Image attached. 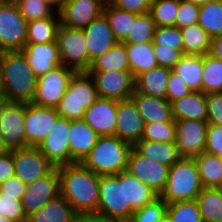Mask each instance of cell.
Here are the masks:
<instances>
[{"label":"cell","instance_id":"cell-1","mask_svg":"<svg viewBox=\"0 0 222 222\" xmlns=\"http://www.w3.org/2000/svg\"><path fill=\"white\" fill-rule=\"evenodd\" d=\"M60 194L76 212L97 211L100 175L80 162L58 167Z\"/></svg>","mask_w":222,"mask_h":222},{"label":"cell","instance_id":"cell-2","mask_svg":"<svg viewBox=\"0 0 222 222\" xmlns=\"http://www.w3.org/2000/svg\"><path fill=\"white\" fill-rule=\"evenodd\" d=\"M3 101L31 103L38 77L21 50L3 51L0 58Z\"/></svg>","mask_w":222,"mask_h":222},{"label":"cell","instance_id":"cell-3","mask_svg":"<svg viewBox=\"0 0 222 222\" xmlns=\"http://www.w3.org/2000/svg\"><path fill=\"white\" fill-rule=\"evenodd\" d=\"M131 148L129 142L116 136L99 137L80 163L97 175L117 174L127 169Z\"/></svg>","mask_w":222,"mask_h":222},{"label":"cell","instance_id":"cell-4","mask_svg":"<svg viewBox=\"0 0 222 222\" xmlns=\"http://www.w3.org/2000/svg\"><path fill=\"white\" fill-rule=\"evenodd\" d=\"M203 188L194 158L182 157L169 168L165 188L159 196L168 204L193 200Z\"/></svg>","mask_w":222,"mask_h":222},{"label":"cell","instance_id":"cell-5","mask_svg":"<svg viewBox=\"0 0 222 222\" xmlns=\"http://www.w3.org/2000/svg\"><path fill=\"white\" fill-rule=\"evenodd\" d=\"M94 81L88 72H75L58 107V114L68 120L83 119L85 111L98 99Z\"/></svg>","mask_w":222,"mask_h":222},{"label":"cell","instance_id":"cell-6","mask_svg":"<svg viewBox=\"0 0 222 222\" xmlns=\"http://www.w3.org/2000/svg\"><path fill=\"white\" fill-rule=\"evenodd\" d=\"M97 212L118 222L130 220L133 210L129 204H125L124 171L100 175Z\"/></svg>","mask_w":222,"mask_h":222},{"label":"cell","instance_id":"cell-7","mask_svg":"<svg viewBox=\"0 0 222 222\" xmlns=\"http://www.w3.org/2000/svg\"><path fill=\"white\" fill-rule=\"evenodd\" d=\"M56 41L62 65L75 72L89 70V54L83 29H73L60 25Z\"/></svg>","mask_w":222,"mask_h":222},{"label":"cell","instance_id":"cell-8","mask_svg":"<svg viewBox=\"0 0 222 222\" xmlns=\"http://www.w3.org/2000/svg\"><path fill=\"white\" fill-rule=\"evenodd\" d=\"M27 23L13 0L0 3V48L3 51L24 48Z\"/></svg>","mask_w":222,"mask_h":222},{"label":"cell","instance_id":"cell-9","mask_svg":"<svg viewBox=\"0 0 222 222\" xmlns=\"http://www.w3.org/2000/svg\"><path fill=\"white\" fill-rule=\"evenodd\" d=\"M74 73L73 69L60 65L39 76L31 103L42 107L57 108Z\"/></svg>","mask_w":222,"mask_h":222},{"label":"cell","instance_id":"cell-10","mask_svg":"<svg viewBox=\"0 0 222 222\" xmlns=\"http://www.w3.org/2000/svg\"><path fill=\"white\" fill-rule=\"evenodd\" d=\"M87 72L94 81L99 98L127 100L135 91V78L130 70Z\"/></svg>","mask_w":222,"mask_h":222},{"label":"cell","instance_id":"cell-11","mask_svg":"<svg viewBox=\"0 0 222 222\" xmlns=\"http://www.w3.org/2000/svg\"><path fill=\"white\" fill-rule=\"evenodd\" d=\"M25 103L6 102L0 104V134L7 149L26 147Z\"/></svg>","mask_w":222,"mask_h":222},{"label":"cell","instance_id":"cell-12","mask_svg":"<svg viewBox=\"0 0 222 222\" xmlns=\"http://www.w3.org/2000/svg\"><path fill=\"white\" fill-rule=\"evenodd\" d=\"M60 117L56 108L25 103V144L39 147Z\"/></svg>","mask_w":222,"mask_h":222},{"label":"cell","instance_id":"cell-13","mask_svg":"<svg viewBox=\"0 0 222 222\" xmlns=\"http://www.w3.org/2000/svg\"><path fill=\"white\" fill-rule=\"evenodd\" d=\"M12 155L14 175L26 185L45 177L55 168L38 147L26 146L13 149Z\"/></svg>","mask_w":222,"mask_h":222},{"label":"cell","instance_id":"cell-14","mask_svg":"<svg viewBox=\"0 0 222 222\" xmlns=\"http://www.w3.org/2000/svg\"><path fill=\"white\" fill-rule=\"evenodd\" d=\"M169 168L140 155L132 147L128 155L126 171L160 195L165 188Z\"/></svg>","mask_w":222,"mask_h":222},{"label":"cell","instance_id":"cell-15","mask_svg":"<svg viewBox=\"0 0 222 222\" xmlns=\"http://www.w3.org/2000/svg\"><path fill=\"white\" fill-rule=\"evenodd\" d=\"M107 0H65L58 11L60 25L84 29L103 14Z\"/></svg>","mask_w":222,"mask_h":222},{"label":"cell","instance_id":"cell-16","mask_svg":"<svg viewBox=\"0 0 222 222\" xmlns=\"http://www.w3.org/2000/svg\"><path fill=\"white\" fill-rule=\"evenodd\" d=\"M60 194V177L58 167L48 175L26 185L21 202L26 215L44 207L50 200Z\"/></svg>","mask_w":222,"mask_h":222},{"label":"cell","instance_id":"cell-17","mask_svg":"<svg viewBox=\"0 0 222 222\" xmlns=\"http://www.w3.org/2000/svg\"><path fill=\"white\" fill-rule=\"evenodd\" d=\"M175 144L182 157L193 158L204 152L207 121L177 120Z\"/></svg>","mask_w":222,"mask_h":222},{"label":"cell","instance_id":"cell-18","mask_svg":"<svg viewBox=\"0 0 222 222\" xmlns=\"http://www.w3.org/2000/svg\"><path fill=\"white\" fill-rule=\"evenodd\" d=\"M69 129L70 120L60 117L52 131L38 147L55 167L71 164Z\"/></svg>","mask_w":222,"mask_h":222},{"label":"cell","instance_id":"cell-19","mask_svg":"<svg viewBox=\"0 0 222 222\" xmlns=\"http://www.w3.org/2000/svg\"><path fill=\"white\" fill-rule=\"evenodd\" d=\"M116 119L114 136L129 142L132 146L142 139L145 122L131 98L118 101Z\"/></svg>","mask_w":222,"mask_h":222},{"label":"cell","instance_id":"cell-20","mask_svg":"<svg viewBox=\"0 0 222 222\" xmlns=\"http://www.w3.org/2000/svg\"><path fill=\"white\" fill-rule=\"evenodd\" d=\"M118 100L98 98L84 113L83 120L100 137L114 136Z\"/></svg>","mask_w":222,"mask_h":222},{"label":"cell","instance_id":"cell-21","mask_svg":"<svg viewBox=\"0 0 222 222\" xmlns=\"http://www.w3.org/2000/svg\"><path fill=\"white\" fill-rule=\"evenodd\" d=\"M89 54V68L92 61L108 52L118 41L116 40L108 19L102 14L83 29Z\"/></svg>","mask_w":222,"mask_h":222},{"label":"cell","instance_id":"cell-22","mask_svg":"<svg viewBox=\"0 0 222 222\" xmlns=\"http://www.w3.org/2000/svg\"><path fill=\"white\" fill-rule=\"evenodd\" d=\"M33 73L39 77L62 65L57 41L47 44L26 43L21 50Z\"/></svg>","mask_w":222,"mask_h":222},{"label":"cell","instance_id":"cell-23","mask_svg":"<svg viewBox=\"0 0 222 222\" xmlns=\"http://www.w3.org/2000/svg\"><path fill=\"white\" fill-rule=\"evenodd\" d=\"M131 99L138 112L147 123L175 122L171 103L166 98L150 96L134 91Z\"/></svg>","mask_w":222,"mask_h":222},{"label":"cell","instance_id":"cell-24","mask_svg":"<svg viewBox=\"0 0 222 222\" xmlns=\"http://www.w3.org/2000/svg\"><path fill=\"white\" fill-rule=\"evenodd\" d=\"M100 136L83 120H70L68 142L71 164L81 162L96 145Z\"/></svg>","mask_w":222,"mask_h":222},{"label":"cell","instance_id":"cell-25","mask_svg":"<svg viewBox=\"0 0 222 222\" xmlns=\"http://www.w3.org/2000/svg\"><path fill=\"white\" fill-rule=\"evenodd\" d=\"M172 115L177 120H202L207 121L206 94L193 91L171 103Z\"/></svg>","mask_w":222,"mask_h":222},{"label":"cell","instance_id":"cell-26","mask_svg":"<svg viewBox=\"0 0 222 222\" xmlns=\"http://www.w3.org/2000/svg\"><path fill=\"white\" fill-rule=\"evenodd\" d=\"M171 68L158 66L149 71H145L135 78V91L166 98L168 79Z\"/></svg>","mask_w":222,"mask_h":222},{"label":"cell","instance_id":"cell-27","mask_svg":"<svg viewBox=\"0 0 222 222\" xmlns=\"http://www.w3.org/2000/svg\"><path fill=\"white\" fill-rule=\"evenodd\" d=\"M76 211L72 205L59 194L44 207L27 216V222H73Z\"/></svg>","mask_w":222,"mask_h":222},{"label":"cell","instance_id":"cell-28","mask_svg":"<svg viewBox=\"0 0 222 222\" xmlns=\"http://www.w3.org/2000/svg\"><path fill=\"white\" fill-rule=\"evenodd\" d=\"M132 147L140 155L168 167L182 158L175 143L139 140Z\"/></svg>","mask_w":222,"mask_h":222},{"label":"cell","instance_id":"cell-29","mask_svg":"<svg viewBox=\"0 0 222 222\" xmlns=\"http://www.w3.org/2000/svg\"><path fill=\"white\" fill-rule=\"evenodd\" d=\"M125 45L128 53L130 71L134 78L145 71L158 67L154 56L153 42Z\"/></svg>","mask_w":222,"mask_h":222},{"label":"cell","instance_id":"cell-30","mask_svg":"<svg viewBox=\"0 0 222 222\" xmlns=\"http://www.w3.org/2000/svg\"><path fill=\"white\" fill-rule=\"evenodd\" d=\"M172 70L192 91L202 92L203 55H184Z\"/></svg>","mask_w":222,"mask_h":222},{"label":"cell","instance_id":"cell-31","mask_svg":"<svg viewBox=\"0 0 222 222\" xmlns=\"http://www.w3.org/2000/svg\"><path fill=\"white\" fill-rule=\"evenodd\" d=\"M125 204L134 211L153 201L159 195L128 171H124Z\"/></svg>","mask_w":222,"mask_h":222},{"label":"cell","instance_id":"cell-32","mask_svg":"<svg viewBox=\"0 0 222 222\" xmlns=\"http://www.w3.org/2000/svg\"><path fill=\"white\" fill-rule=\"evenodd\" d=\"M59 26L60 18L58 12H55L51 17L29 21L27 23L26 43L47 44L56 41Z\"/></svg>","mask_w":222,"mask_h":222},{"label":"cell","instance_id":"cell-33","mask_svg":"<svg viewBox=\"0 0 222 222\" xmlns=\"http://www.w3.org/2000/svg\"><path fill=\"white\" fill-rule=\"evenodd\" d=\"M183 37L184 55H205L209 54L212 38L198 24L180 28Z\"/></svg>","mask_w":222,"mask_h":222},{"label":"cell","instance_id":"cell-34","mask_svg":"<svg viewBox=\"0 0 222 222\" xmlns=\"http://www.w3.org/2000/svg\"><path fill=\"white\" fill-rule=\"evenodd\" d=\"M130 70L125 43L117 42L108 52L95 58L88 71Z\"/></svg>","mask_w":222,"mask_h":222},{"label":"cell","instance_id":"cell-35","mask_svg":"<svg viewBox=\"0 0 222 222\" xmlns=\"http://www.w3.org/2000/svg\"><path fill=\"white\" fill-rule=\"evenodd\" d=\"M103 14L108 19L110 28L118 42H123L131 31L132 20H135L138 14L115 7L106 1Z\"/></svg>","mask_w":222,"mask_h":222},{"label":"cell","instance_id":"cell-36","mask_svg":"<svg viewBox=\"0 0 222 222\" xmlns=\"http://www.w3.org/2000/svg\"><path fill=\"white\" fill-rule=\"evenodd\" d=\"M204 188H215L222 180V164L218 156L203 152L193 157Z\"/></svg>","mask_w":222,"mask_h":222},{"label":"cell","instance_id":"cell-37","mask_svg":"<svg viewBox=\"0 0 222 222\" xmlns=\"http://www.w3.org/2000/svg\"><path fill=\"white\" fill-rule=\"evenodd\" d=\"M196 201L203 222H222V196L216 188H203Z\"/></svg>","mask_w":222,"mask_h":222},{"label":"cell","instance_id":"cell-38","mask_svg":"<svg viewBox=\"0 0 222 222\" xmlns=\"http://www.w3.org/2000/svg\"><path fill=\"white\" fill-rule=\"evenodd\" d=\"M197 23L211 38L222 35V0L200 5Z\"/></svg>","mask_w":222,"mask_h":222},{"label":"cell","instance_id":"cell-39","mask_svg":"<svg viewBox=\"0 0 222 222\" xmlns=\"http://www.w3.org/2000/svg\"><path fill=\"white\" fill-rule=\"evenodd\" d=\"M202 92L222 93V60L203 55Z\"/></svg>","mask_w":222,"mask_h":222},{"label":"cell","instance_id":"cell-40","mask_svg":"<svg viewBox=\"0 0 222 222\" xmlns=\"http://www.w3.org/2000/svg\"><path fill=\"white\" fill-rule=\"evenodd\" d=\"M156 27L150 12L138 14L135 20H132L131 31H129V34L123 43L135 44L141 42H153Z\"/></svg>","mask_w":222,"mask_h":222},{"label":"cell","instance_id":"cell-41","mask_svg":"<svg viewBox=\"0 0 222 222\" xmlns=\"http://www.w3.org/2000/svg\"><path fill=\"white\" fill-rule=\"evenodd\" d=\"M168 222H203L196 199L168 204Z\"/></svg>","mask_w":222,"mask_h":222},{"label":"cell","instance_id":"cell-42","mask_svg":"<svg viewBox=\"0 0 222 222\" xmlns=\"http://www.w3.org/2000/svg\"><path fill=\"white\" fill-rule=\"evenodd\" d=\"M168 203L160 196L133 211L128 222H163L166 219Z\"/></svg>","mask_w":222,"mask_h":222},{"label":"cell","instance_id":"cell-43","mask_svg":"<svg viewBox=\"0 0 222 222\" xmlns=\"http://www.w3.org/2000/svg\"><path fill=\"white\" fill-rule=\"evenodd\" d=\"M179 0H153L150 13L157 27L175 26Z\"/></svg>","mask_w":222,"mask_h":222},{"label":"cell","instance_id":"cell-44","mask_svg":"<svg viewBox=\"0 0 222 222\" xmlns=\"http://www.w3.org/2000/svg\"><path fill=\"white\" fill-rule=\"evenodd\" d=\"M27 22L51 17L56 11L42 0H13Z\"/></svg>","mask_w":222,"mask_h":222},{"label":"cell","instance_id":"cell-45","mask_svg":"<svg viewBox=\"0 0 222 222\" xmlns=\"http://www.w3.org/2000/svg\"><path fill=\"white\" fill-rule=\"evenodd\" d=\"M175 139L176 122H160L145 124L144 134L141 140L175 143Z\"/></svg>","mask_w":222,"mask_h":222},{"label":"cell","instance_id":"cell-46","mask_svg":"<svg viewBox=\"0 0 222 222\" xmlns=\"http://www.w3.org/2000/svg\"><path fill=\"white\" fill-rule=\"evenodd\" d=\"M153 44L171 47L183 53V37L180 28L177 26L156 27Z\"/></svg>","mask_w":222,"mask_h":222},{"label":"cell","instance_id":"cell-47","mask_svg":"<svg viewBox=\"0 0 222 222\" xmlns=\"http://www.w3.org/2000/svg\"><path fill=\"white\" fill-rule=\"evenodd\" d=\"M0 215L13 222H27V215L21 200L16 199V196L5 195L2 192H0Z\"/></svg>","mask_w":222,"mask_h":222},{"label":"cell","instance_id":"cell-48","mask_svg":"<svg viewBox=\"0 0 222 222\" xmlns=\"http://www.w3.org/2000/svg\"><path fill=\"white\" fill-rule=\"evenodd\" d=\"M199 6L185 0H179L175 26L183 28L198 22Z\"/></svg>","mask_w":222,"mask_h":222},{"label":"cell","instance_id":"cell-49","mask_svg":"<svg viewBox=\"0 0 222 222\" xmlns=\"http://www.w3.org/2000/svg\"><path fill=\"white\" fill-rule=\"evenodd\" d=\"M154 56L158 66L173 68L184 56L177 49L171 47H161L159 44H153Z\"/></svg>","mask_w":222,"mask_h":222},{"label":"cell","instance_id":"cell-50","mask_svg":"<svg viewBox=\"0 0 222 222\" xmlns=\"http://www.w3.org/2000/svg\"><path fill=\"white\" fill-rule=\"evenodd\" d=\"M191 92L193 91L187 86L184 80L171 69L168 79L166 99L172 103L189 95Z\"/></svg>","mask_w":222,"mask_h":222},{"label":"cell","instance_id":"cell-51","mask_svg":"<svg viewBox=\"0 0 222 222\" xmlns=\"http://www.w3.org/2000/svg\"><path fill=\"white\" fill-rule=\"evenodd\" d=\"M207 123L222 126V93L206 94Z\"/></svg>","mask_w":222,"mask_h":222},{"label":"cell","instance_id":"cell-52","mask_svg":"<svg viewBox=\"0 0 222 222\" xmlns=\"http://www.w3.org/2000/svg\"><path fill=\"white\" fill-rule=\"evenodd\" d=\"M204 152L216 156L222 155V126L207 125Z\"/></svg>","mask_w":222,"mask_h":222},{"label":"cell","instance_id":"cell-53","mask_svg":"<svg viewBox=\"0 0 222 222\" xmlns=\"http://www.w3.org/2000/svg\"><path fill=\"white\" fill-rule=\"evenodd\" d=\"M110 4L122 10L135 14H143L150 11L153 0H107Z\"/></svg>","mask_w":222,"mask_h":222},{"label":"cell","instance_id":"cell-54","mask_svg":"<svg viewBox=\"0 0 222 222\" xmlns=\"http://www.w3.org/2000/svg\"><path fill=\"white\" fill-rule=\"evenodd\" d=\"M25 189L26 184L15 175L0 184V192L5 193V195L16 196V199L19 200L22 199Z\"/></svg>","mask_w":222,"mask_h":222},{"label":"cell","instance_id":"cell-55","mask_svg":"<svg viewBox=\"0 0 222 222\" xmlns=\"http://www.w3.org/2000/svg\"><path fill=\"white\" fill-rule=\"evenodd\" d=\"M15 174L12 150L0 156V184Z\"/></svg>","mask_w":222,"mask_h":222},{"label":"cell","instance_id":"cell-56","mask_svg":"<svg viewBox=\"0 0 222 222\" xmlns=\"http://www.w3.org/2000/svg\"><path fill=\"white\" fill-rule=\"evenodd\" d=\"M73 222H118L97 211L76 212Z\"/></svg>","mask_w":222,"mask_h":222},{"label":"cell","instance_id":"cell-57","mask_svg":"<svg viewBox=\"0 0 222 222\" xmlns=\"http://www.w3.org/2000/svg\"><path fill=\"white\" fill-rule=\"evenodd\" d=\"M209 55L216 59L222 60V35L212 38Z\"/></svg>","mask_w":222,"mask_h":222},{"label":"cell","instance_id":"cell-58","mask_svg":"<svg viewBox=\"0 0 222 222\" xmlns=\"http://www.w3.org/2000/svg\"><path fill=\"white\" fill-rule=\"evenodd\" d=\"M49 4L56 12H58L65 0H42Z\"/></svg>","mask_w":222,"mask_h":222},{"label":"cell","instance_id":"cell-59","mask_svg":"<svg viewBox=\"0 0 222 222\" xmlns=\"http://www.w3.org/2000/svg\"><path fill=\"white\" fill-rule=\"evenodd\" d=\"M9 150L7 149V147L4 145V142H3V138L0 134V156L7 153Z\"/></svg>","mask_w":222,"mask_h":222},{"label":"cell","instance_id":"cell-60","mask_svg":"<svg viewBox=\"0 0 222 222\" xmlns=\"http://www.w3.org/2000/svg\"><path fill=\"white\" fill-rule=\"evenodd\" d=\"M185 1H188V2H190V3H194V4L198 5V6H200V5H203V4H207V3H209V2H212V1H214V0H185Z\"/></svg>","mask_w":222,"mask_h":222},{"label":"cell","instance_id":"cell-61","mask_svg":"<svg viewBox=\"0 0 222 222\" xmlns=\"http://www.w3.org/2000/svg\"><path fill=\"white\" fill-rule=\"evenodd\" d=\"M216 188V190L221 194V196H222V180H221V182L215 187Z\"/></svg>","mask_w":222,"mask_h":222},{"label":"cell","instance_id":"cell-62","mask_svg":"<svg viewBox=\"0 0 222 222\" xmlns=\"http://www.w3.org/2000/svg\"><path fill=\"white\" fill-rule=\"evenodd\" d=\"M0 222H13V221L0 215Z\"/></svg>","mask_w":222,"mask_h":222},{"label":"cell","instance_id":"cell-63","mask_svg":"<svg viewBox=\"0 0 222 222\" xmlns=\"http://www.w3.org/2000/svg\"><path fill=\"white\" fill-rule=\"evenodd\" d=\"M0 94H3L2 83H1V75H0Z\"/></svg>","mask_w":222,"mask_h":222},{"label":"cell","instance_id":"cell-64","mask_svg":"<svg viewBox=\"0 0 222 222\" xmlns=\"http://www.w3.org/2000/svg\"><path fill=\"white\" fill-rule=\"evenodd\" d=\"M3 102V94H0V104Z\"/></svg>","mask_w":222,"mask_h":222},{"label":"cell","instance_id":"cell-65","mask_svg":"<svg viewBox=\"0 0 222 222\" xmlns=\"http://www.w3.org/2000/svg\"><path fill=\"white\" fill-rule=\"evenodd\" d=\"M219 162L222 164V155L218 156Z\"/></svg>","mask_w":222,"mask_h":222},{"label":"cell","instance_id":"cell-66","mask_svg":"<svg viewBox=\"0 0 222 222\" xmlns=\"http://www.w3.org/2000/svg\"><path fill=\"white\" fill-rule=\"evenodd\" d=\"M2 52H3V50L0 48V58H1Z\"/></svg>","mask_w":222,"mask_h":222},{"label":"cell","instance_id":"cell-67","mask_svg":"<svg viewBox=\"0 0 222 222\" xmlns=\"http://www.w3.org/2000/svg\"><path fill=\"white\" fill-rule=\"evenodd\" d=\"M6 1H8V0H0V3H2V2H6Z\"/></svg>","mask_w":222,"mask_h":222}]
</instances>
